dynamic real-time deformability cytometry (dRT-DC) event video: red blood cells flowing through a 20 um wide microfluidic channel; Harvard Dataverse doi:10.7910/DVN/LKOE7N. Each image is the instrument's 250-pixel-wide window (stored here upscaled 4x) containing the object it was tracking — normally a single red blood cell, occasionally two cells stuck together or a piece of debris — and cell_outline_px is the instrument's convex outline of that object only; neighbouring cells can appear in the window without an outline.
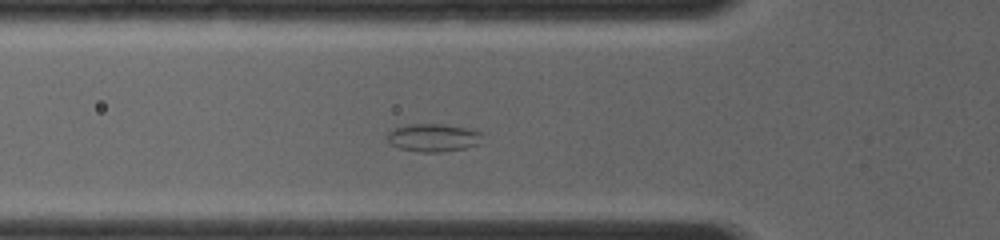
{"species": "common noctule bat (a hibernating species)", "species_latin": "Nyctalus noctula", "temperature_condition": "room temperature", "stored_images_in_passage": 3, "camera_frame_rate_fps": 4000, "um_per_image_px": 0.085, "animal": {"sex": "female", "body_mass_g": 19.0, "forearm_length_mm": 56.7}, "frame": {"image": 1, "passage_image": 3, "time_ms": 1.25, "image_size_px": [1000, 240], "cell_outline_px": [[480, 144], [464, 148], [440, 152], [420, 152], [400, 148], [392, 144], [388, 140], [388, 132], [396, 128], [408, 124], [444, 124], [468, 128], [480, 132]], "centroid_in_image_um": [36.83, 11.7], "position_along_channel_um": 89.0, "area_um2": 15.26}}